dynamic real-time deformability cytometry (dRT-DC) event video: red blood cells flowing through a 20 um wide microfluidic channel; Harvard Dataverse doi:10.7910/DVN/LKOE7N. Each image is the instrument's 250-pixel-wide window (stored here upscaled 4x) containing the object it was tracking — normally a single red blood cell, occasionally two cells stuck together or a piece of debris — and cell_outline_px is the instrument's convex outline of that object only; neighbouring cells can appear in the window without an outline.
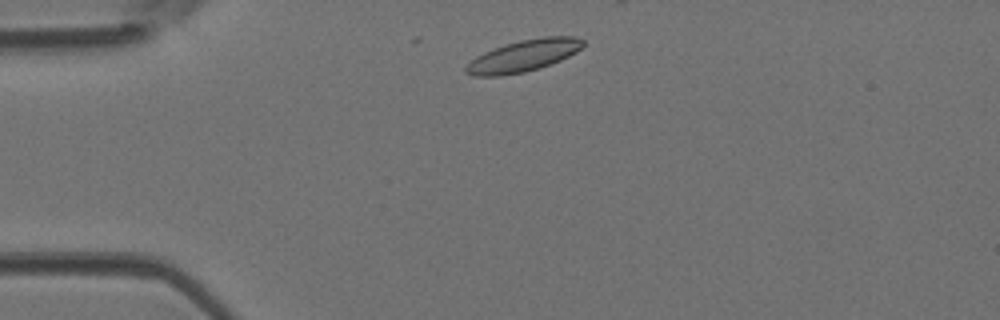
{"species": "Egyptian fruit bat (a non-hibernating species)", "species_latin": "Rousettus aegyptiacus", "temperature_condition": "room temperature", "stored_images_in_passage": 6, "camera_frame_rate_fps": 3000, "um_per_image_px": 0.085, "animal": {"sex": "female"}, "frame": {"image": 1, "passage_image": 3, "time_ms": 0.667, "image_size_px": [1000, 320], "cell_outline_px": [[584, 44], [576, 52], [560, 60], [524, 72], [500, 76], [472, 76], [464, 72], [464, 68], [476, 56], [484, 52], [520, 40], [544, 36], [576, 36], [584, 40]], "centroid_in_image_um": [44.49, 4.74], "position_along_channel_um": 40.5, "area_um2": 21.33}}